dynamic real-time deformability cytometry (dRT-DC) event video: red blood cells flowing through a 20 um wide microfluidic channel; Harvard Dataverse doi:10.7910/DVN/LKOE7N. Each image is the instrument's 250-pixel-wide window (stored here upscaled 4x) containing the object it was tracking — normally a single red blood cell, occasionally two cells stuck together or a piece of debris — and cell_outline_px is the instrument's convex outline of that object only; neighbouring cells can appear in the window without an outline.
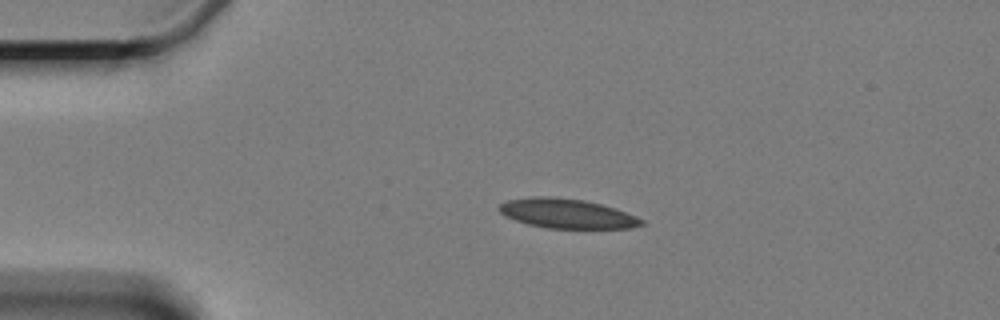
{"species": "Egyptian fruit bat (a non-hibernating species)", "species_latin": "Rousettus aegyptiacus", "temperature_condition": "cold", "stored_images_in_passage": 4, "camera_frame_rate_fps": 3000, "um_per_image_px": 0.085, "animal": {"sex": "female"}, "frame": {"image": 1, "passage_image": 3, "time_ms": 2.333, "image_size_px": [1000, 320], "cell_outline_px": [[644, 224], [632, 228], [548, 228], [528, 224], [504, 216], [496, 208], [504, 200], [532, 196], [552, 196], [584, 200], [616, 208], [636, 216], [644, 220]], "centroid_in_image_um": [48.15, 18.14], "position_along_channel_um": 36.8, "area_um2": 24.68}}